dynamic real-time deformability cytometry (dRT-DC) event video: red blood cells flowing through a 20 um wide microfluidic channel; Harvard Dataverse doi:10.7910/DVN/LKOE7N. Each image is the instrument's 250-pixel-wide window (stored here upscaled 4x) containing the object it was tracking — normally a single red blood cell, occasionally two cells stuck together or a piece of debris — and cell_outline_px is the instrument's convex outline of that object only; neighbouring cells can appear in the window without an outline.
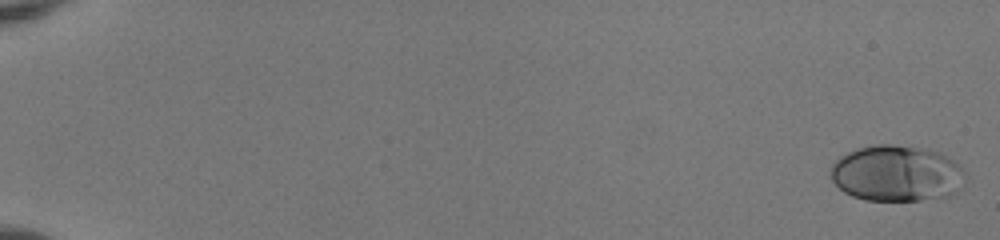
{"species": "human", "species_latin": "Homo sapiens", "temperature_condition": "room temperature", "stored_images_in_passage": 53, "camera_frame_rate_fps": 3000, "um_per_image_px": 0.085, "donor": {"sex": "female"}, "frame": {"image": 1, "passage_image": 1, "time_ms": 0.0, "image_size_px": [1000, 240], "cell_outline_px": [[968, 176], [956, 192], [948, 196], [920, 200], [864, 200], [852, 196], [844, 192], [832, 180], [828, 172], [832, 164], [840, 156], [856, 148], [872, 144], [892, 144], [928, 148], [940, 152], [952, 160]], "centroid_in_image_um": [76.19, 14.72], "position_along_channel_um": 8.8, "area_um2": 44.45}}
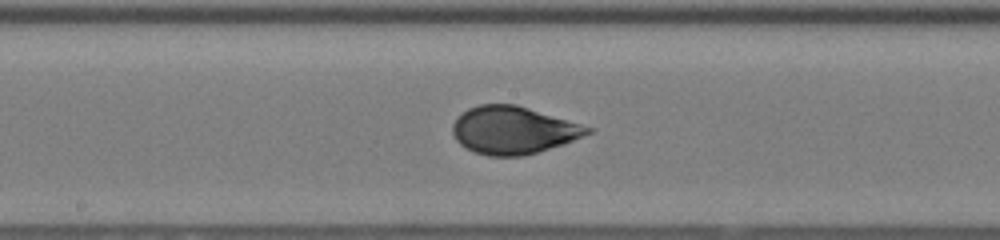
{"frame": {"image": 2, "passage_image": 31, "time_ms": 10.0, "image_size_px": [1000, 240], "cell_outline_px": [[596, 128], [592, 132], [572, 140], [524, 156], [488, 156], [472, 152], [464, 148], [456, 140], [452, 132], [452, 124], [468, 108], [480, 104], [516, 104]], "centroid_in_image_um": [43.61, 11.06], "position_along_channel_um": 204.6, "area_um2": 37.34}}
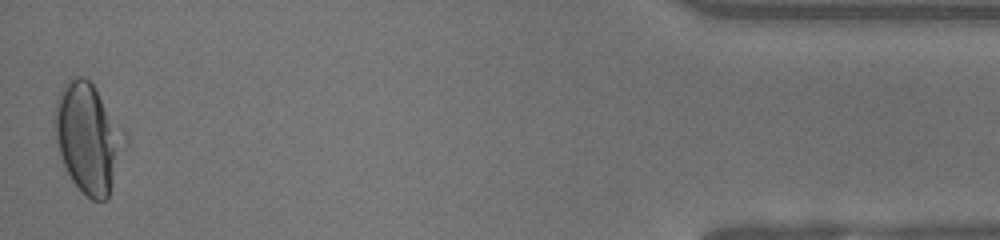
{"frame": {"image": 3, "passage_image": 53, "time_ms": 17.333, "image_size_px": [1000, 240], "cell_outline_px": [[112, 180], [108, 196], [104, 200], [92, 200], [72, 180], [64, 164], [56, 140], [56, 100], [64, 84], [72, 76], [84, 76], [92, 84], [100, 100], [112, 132]], "centroid_in_image_um": [7.2, 11.7], "position_along_channel_um": 428.0, "area_um2": 38.15}, "authors_computed_cell_mechanics": {"area_um2": 37.6856, "velocity_mm_per_s": 4.0085, "shape_relaxation_time_tau1_ms": 6.0457, "shape_relaxation_time_tau2_ms": null, "deformation_change_tau1": 0.2121, "deformation_change_tau2": null}}